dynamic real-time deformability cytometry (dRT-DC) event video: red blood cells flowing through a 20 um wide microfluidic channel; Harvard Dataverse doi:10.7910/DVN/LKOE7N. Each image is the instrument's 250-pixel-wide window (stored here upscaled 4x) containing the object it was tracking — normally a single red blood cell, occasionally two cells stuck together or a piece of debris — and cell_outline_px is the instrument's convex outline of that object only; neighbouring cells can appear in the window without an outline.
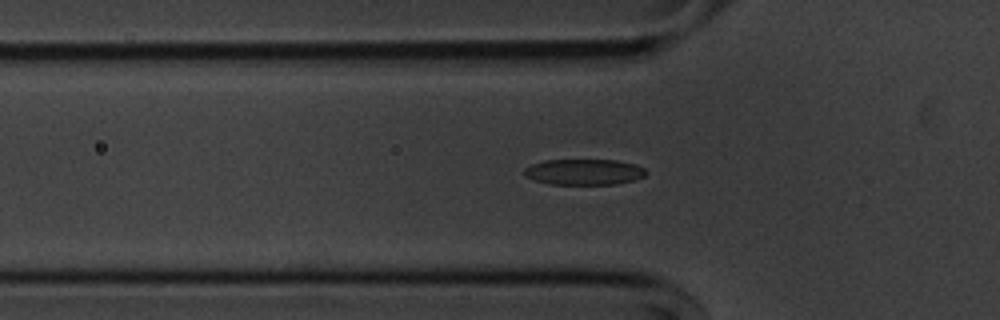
{"species": "common noctule bat (a hibernating species)", "species_latin": "Nyctalus noctula", "temperature_condition": "cold", "stored_images_in_passage": 46, "segment_of_instrument_passage": [1, 2], "camera_frame_rate_fps": 3000, "um_per_image_px": 0.085, "animal": {"sex": "male", "body_mass_g": 20.1, "forearm_length_mm": 53.5}, "frame": {"image": 1, "passage_image": 8, "time_ms": 2.333, "image_size_px": [1000, 320], "cell_outline_px": [[648, 172], [644, 176], [632, 180], [616, 184], [548, 184], [524, 176], [524, 168], [532, 164], [544, 160], [616, 160], [636, 164], [644, 168]], "centroid_in_image_um": [49.64, 14.61], "position_along_channel_um": 76.2, "area_um2": 18.32}}
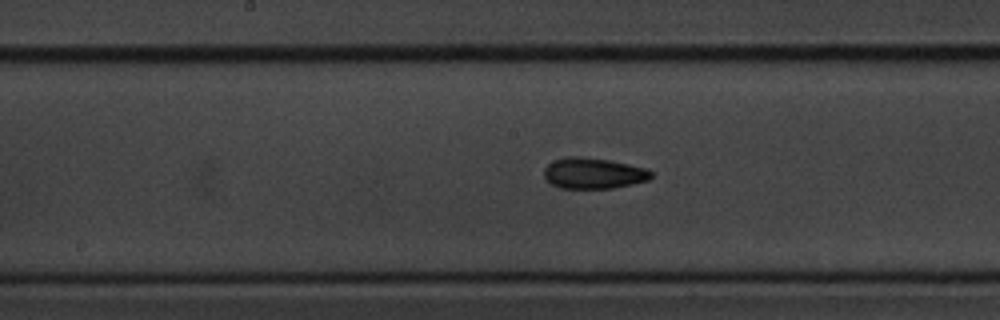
{"frame": {"image": 2, "passage_image": 18, "time_ms": 5.667, "image_size_px": [1000, 320], "cell_outline_px": [[652, 176], [648, 180], [632, 184], [612, 188], [560, 188], [552, 184], [544, 176], [544, 168], [552, 160], [568, 156], [580, 156], [608, 160], [648, 168], [652, 172]], "centroid_in_image_um": [50.43, 14.72], "position_along_channel_um": 197.8, "area_um2": 19.31}}
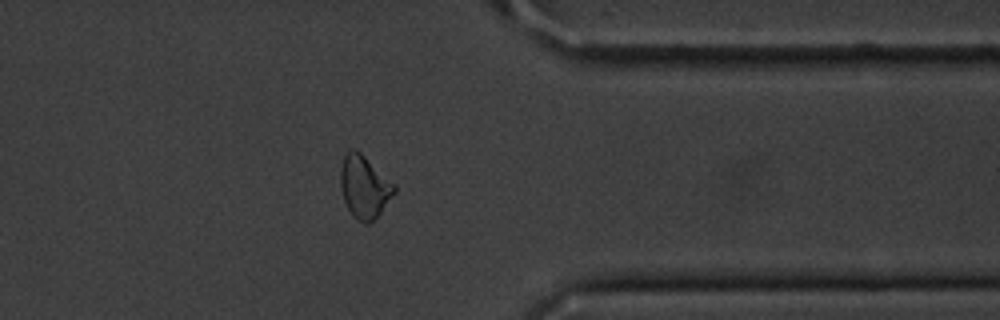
{"frame": {"image": 3, "passage_image": 34, "time_ms": 11.0, "image_size_px": [1000, 320], "cell_outline_px": [[396, 192], [380, 212], [368, 224], [364, 224], [356, 220], [352, 216], [344, 200], [340, 184], [340, 168], [344, 156], [352, 148], [356, 148], [396, 184]], "centroid_in_image_um": [30.97, 15.87], "position_along_channel_um": 380.4, "area_um2": 19.71}}